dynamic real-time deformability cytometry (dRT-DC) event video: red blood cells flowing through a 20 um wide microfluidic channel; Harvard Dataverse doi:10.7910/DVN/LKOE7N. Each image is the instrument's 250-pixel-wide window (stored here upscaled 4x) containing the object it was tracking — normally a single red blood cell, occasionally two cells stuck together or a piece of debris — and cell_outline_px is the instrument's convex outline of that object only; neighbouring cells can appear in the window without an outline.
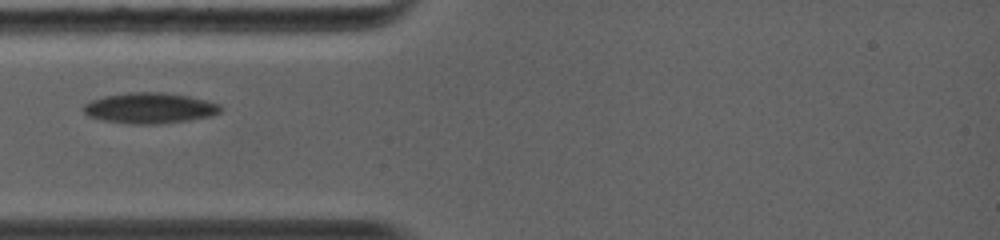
{"species": "common noctule bat (a hibernating species)", "species_latin": "Nyctalus noctula", "temperature_condition": "warm", "stored_images_in_passage": 29, "camera_frame_rate_fps": 5000, "um_per_image_px": 0.085, "animal": {"sex": "female", "body_mass_g": 19.0, "forearm_length_mm": 56.7}, "frame": {"image": 1, "passage_image": 1, "time_ms": 0.0, "image_size_px": [1000, 240], "cell_outline_px": [[224, 108], [220, 112], [212, 116], [188, 120], [160, 124], [136, 124], [104, 120], [88, 116], [84, 112], [84, 104], [92, 100], [104, 96], [136, 92], [160, 92], [188, 96], [220, 104]], "centroid_in_image_um": [12.76, 9.19], "position_along_channel_um": 72.2, "area_um2": 24.28}}
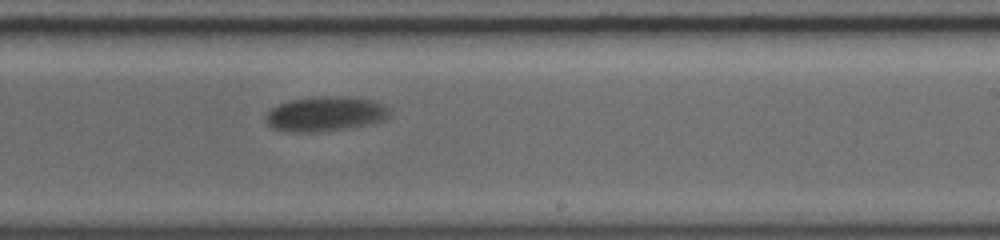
{"frame": {"image": 2, "passage_image": 13, "time_ms": 4.6, "image_size_px": [1000, 240], "cell_outline_px": [[388, 116], [384, 120], [376, 124], [348, 128], [316, 132], [292, 132], [272, 128], [264, 120], [264, 116], [272, 108], [280, 104], [292, 100], [316, 96], [352, 96], [376, 100], [384, 104], [388, 108]], "centroid_in_image_um": [27.7, 9.68], "position_along_channel_um": 261.3, "area_um2": 25.49}}
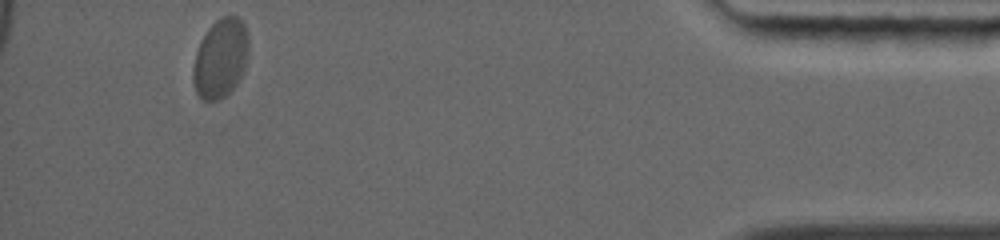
{"frame": {"image": 3, "passage_image": 29, "time_ms": 10.2, "image_size_px": [1000, 240], "cell_outline_px": [[248, 56], [244, 68], [236, 84], [224, 96], [216, 100], [204, 100], [196, 92], [192, 72], [196, 52], [208, 28], [216, 20], [224, 16], [236, 16], [244, 24], [248, 36]], "centroid_in_image_um": [18.75, 4.94], "position_along_channel_um": 416.5, "area_um2": 25.14}}